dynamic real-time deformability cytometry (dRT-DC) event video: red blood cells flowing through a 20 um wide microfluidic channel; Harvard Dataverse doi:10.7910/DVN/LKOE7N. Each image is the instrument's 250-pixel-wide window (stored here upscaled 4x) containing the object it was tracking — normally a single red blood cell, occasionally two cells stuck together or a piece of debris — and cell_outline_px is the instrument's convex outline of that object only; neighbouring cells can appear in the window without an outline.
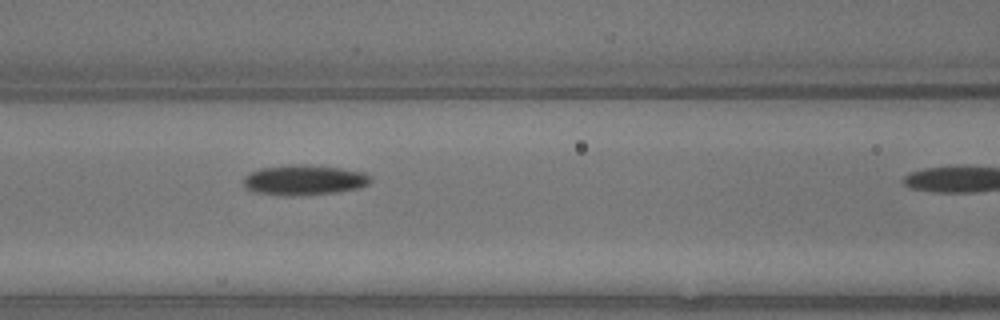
{"species": "common noctule bat (a hibernating species)", "species_latin": "Nyctalus noctula", "temperature_condition": "warm", "stored_images_in_passage": 9, "camera_frame_rate_fps": 3000, "um_per_image_px": 0.085, "animal": {"sex": "male", "body_mass_g": 13.3}, "frame": {"image": 1, "passage_image": 8, "time_ms": 2.333, "image_size_px": [1000, 320], "cell_outline_px": [[372, 180], [368, 184], [360, 188], [336, 192], [300, 196], [288, 196], [256, 192], [244, 188], [244, 176], [248, 172], [260, 168], [292, 164], [304, 164], [340, 168], [364, 172], [372, 176]], "centroid_in_image_um": [25.85, 15.3], "position_along_channel_um": 140.8, "area_um2": 22.66}}